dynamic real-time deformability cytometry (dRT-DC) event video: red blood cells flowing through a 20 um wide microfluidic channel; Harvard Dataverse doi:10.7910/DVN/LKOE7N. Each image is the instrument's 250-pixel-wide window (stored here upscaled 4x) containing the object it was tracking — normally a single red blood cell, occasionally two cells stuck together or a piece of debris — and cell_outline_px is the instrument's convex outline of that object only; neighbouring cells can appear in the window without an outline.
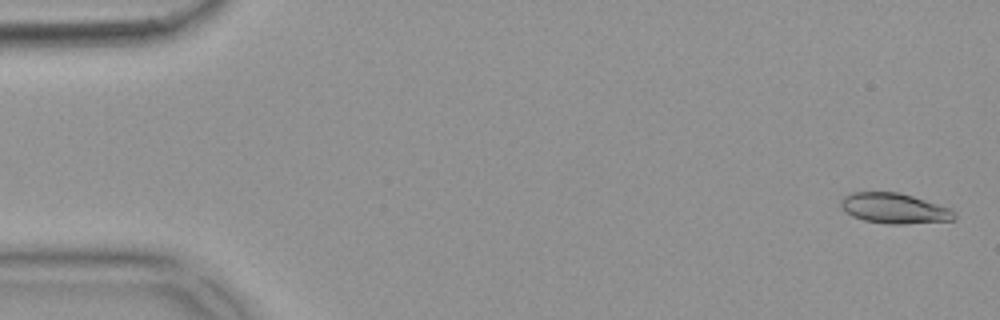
{"species": "common noctule bat (a hibernating species)", "species_latin": "Nyctalus noctula", "temperature_condition": "warm", "stored_images_in_passage": 53, "camera_frame_rate_fps": 3000, "um_per_image_px": 0.085, "animal": {"sex": "female", "body_mass_g": 18.4}, "frame": {"image": 1, "passage_image": 2, "time_ms": 0.333, "image_size_px": [1000, 320], "cell_outline_px": [[956, 220], [904, 224], [888, 224], [864, 220], [852, 216], [844, 212], [840, 208], [840, 200], [844, 196], [852, 192], [900, 192], [948, 208], [956, 212]], "centroid_in_image_um": [75.98, 17.71], "position_along_channel_um": 9.0, "area_um2": 20.11}}
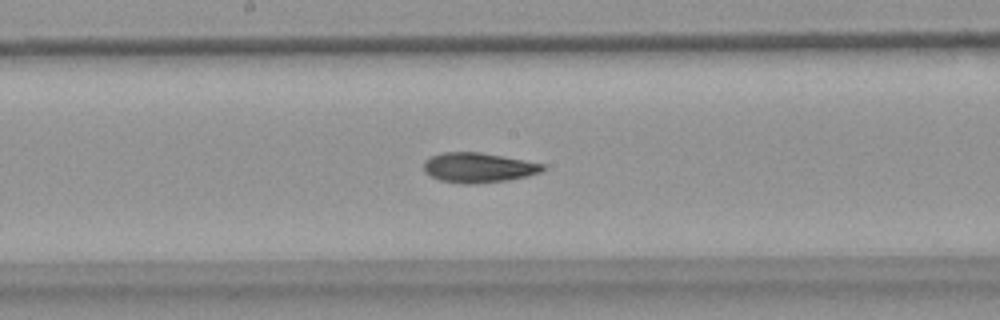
{"frame": {"image": 2, "passage_image": 28, "time_ms": 9.0, "image_size_px": [1000, 320], "cell_outline_px": [[548, 168], [540, 172], [528, 176], [508, 180], [480, 184], [456, 184], [440, 180], [424, 172], [424, 160], [440, 152], [480, 152], [524, 160], [544, 164]], "centroid_in_image_um": [40.66, 14.26], "position_along_channel_um": 207.5, "area_um2": 20.98}}
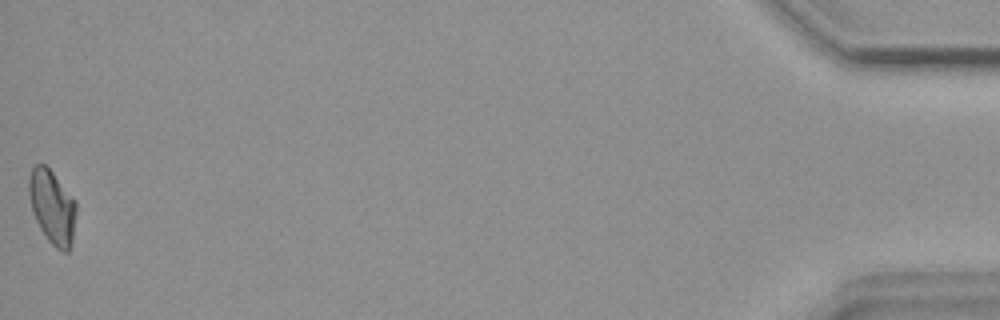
{"frame": {"image": 3, "passage_image": 53, "time_ms": 17.333, "image_size_px": [1000, 320], "cell_outline_px": [[76, 212], [72, 244], [68, 252], [64, 252], [56, 248], [48, 240], [40, 228], [32, 212], [28, 192], [28, 176], [32, 168], [36, 164], [44, 164], [52, 172], [76, 200]], "centroid_in_image_um": [4.44, 17.59], "position_along_channel_um": 430.8, "area_um2": 20.46}, "authors_computed_cell_mechanics": {"area_um2": 20.4034, "velocity_mm_per_s": 3.8576, "shape_relaxation_time_tau1_ms": null, "shape_relaxation_time_tau2_ms": 2.966, "deformation_change_tau1": null, "deformation_change_tau2": 0.0813}}